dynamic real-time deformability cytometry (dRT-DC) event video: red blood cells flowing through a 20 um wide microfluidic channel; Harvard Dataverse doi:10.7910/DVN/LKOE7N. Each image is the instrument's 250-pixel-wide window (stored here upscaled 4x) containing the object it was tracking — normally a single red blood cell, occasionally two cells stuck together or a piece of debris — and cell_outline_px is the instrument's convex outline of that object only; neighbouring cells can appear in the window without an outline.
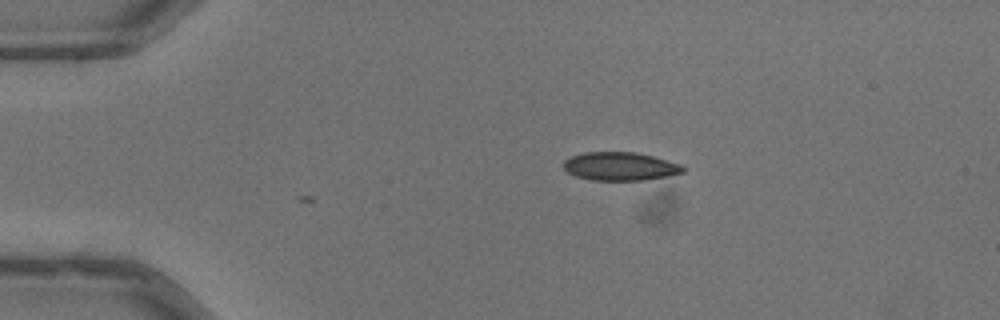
{"species": "common noctule bat (a hibernating species)", "species_latin": "Nyctalus noctula", "temperature_condition": "warm", "stored_images_in_passage": 3, "camera_frame_rate_fps": 3000, "um_per_image_px": 0.085, "animal": {"sex": "male", "body_mass_g": 13.3}, "frame": {"image": 1, "passage_image": 1, "time_ms": 0.0, "image_size_px": [1000, 320], "cell_outline_px": [[684, 172], [668, 176], [644, 180], [592, 180], [576, 176], [568, 172], [564, 168], [564, 160], [572, 156], [584, 152], [636, 152], [652, 156], [680, 164], [684, 168]], "centroid_in_image_um": [52.71, 14.14], "position_along_channel_um": 32.3, "area_um2": 19.59}}